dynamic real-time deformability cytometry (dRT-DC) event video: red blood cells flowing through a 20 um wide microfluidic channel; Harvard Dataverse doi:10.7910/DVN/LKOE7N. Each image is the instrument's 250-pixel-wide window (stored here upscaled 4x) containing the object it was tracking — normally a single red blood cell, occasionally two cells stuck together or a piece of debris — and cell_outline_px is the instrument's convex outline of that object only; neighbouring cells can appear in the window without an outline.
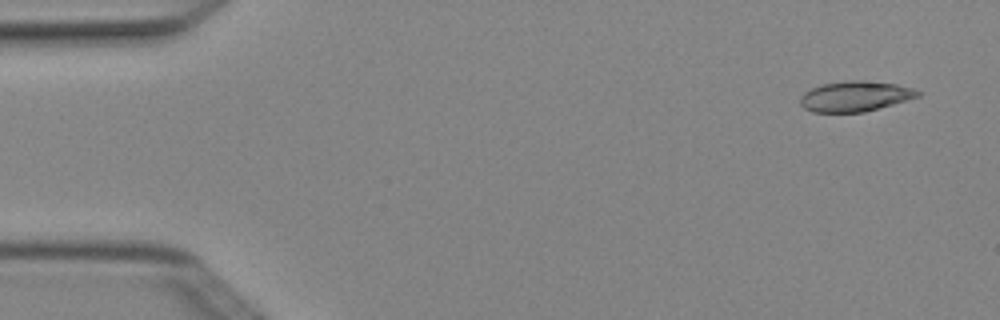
{"species": "Egyptian fruit bat (a non-hibernating species)", "species_latin": "Rousettus aegyptiacus", "temperature_condition": "cold", "stored_images_in_passage": 4, "camera_frame_rate_fps": 3000, "um_per_image_px": 0.085, "animal": {"sex": "female"}, "frame": {"image": 1, "passage_image": 1, "time_ms": 0.0, "image_size_px": [1000, 320], "cell_outline_px": [[924, 92], [920, 96], [864, 112], [812, 112], [804, 108], [800, 104], [800, 96], [804, 92], [820, 84], [844, 80], [864, 80], [896, 84], [912, 88]], "centroid_in_image_um": [72.67, 8.17], "position_along_channel_um": 12.3, "area_um2": 20.92}}
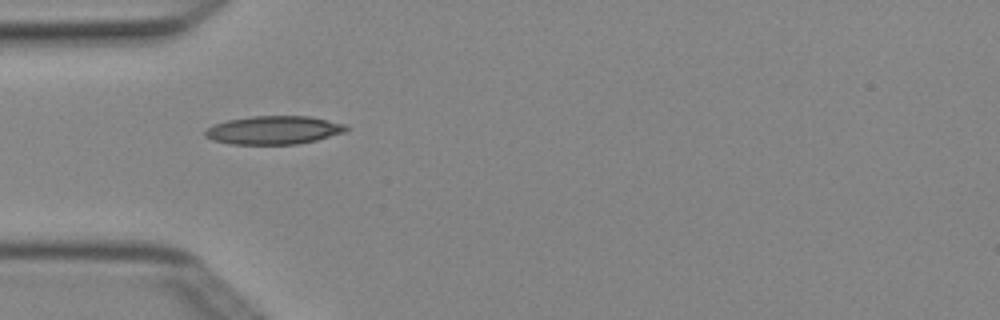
{"frame": {"image": 2, "passage_image": 4, "time_ms": 1.0, "image_size_px": [1000, 320], "cell_outline_px": [[348, 128], [344, 132], [316, 140], [296, 144], [232, 144], [212, 140], [204, 136], [204, 132], [212, 124], [228, 120], [252, 116], [308, 116], [344, 124]], "centroid_in_image_um": [23.22, 11.06], "position_along_channel_um": 61.8, "area_um2": 23.12}}